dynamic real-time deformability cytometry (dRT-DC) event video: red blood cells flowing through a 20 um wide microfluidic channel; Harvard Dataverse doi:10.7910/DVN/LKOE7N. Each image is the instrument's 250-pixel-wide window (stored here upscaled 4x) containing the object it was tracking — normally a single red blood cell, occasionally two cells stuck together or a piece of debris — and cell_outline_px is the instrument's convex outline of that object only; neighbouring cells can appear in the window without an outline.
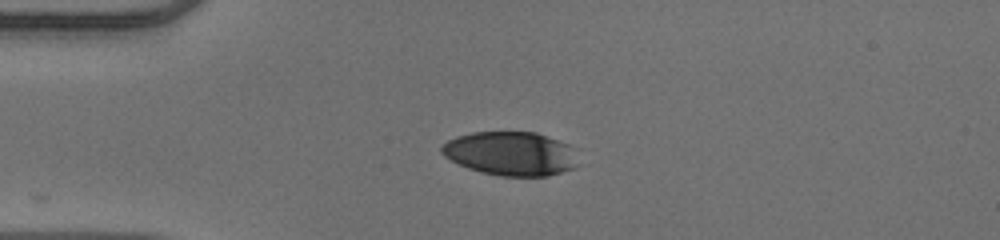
{"species": "human", "species_latin": "Homo sapiens", "temperature_condition": "warm", "stored_images_in_passage": 39, "camera_frame_rate_fps": 3000, "um_per_image_px": 0.085, "donor": {"sex": "male"}, "frame": {"image": 1, "passage_image": 1, "time_ms": 0.0, "image_size_px": [1000, 240], "cell_outline_px": [[580, 164], [576, 168], [548, 176], [500, 176], [480, 172], [468, 168], [444, 156], [440, 152], [440, 148], [448, 140], [456, 136], [472, 132], [536, 132], [568, 144]], "centroid_in_image_um": [43.42, 13.06], "position_along_channel_um": 41.6, "area_um2": 34.97}}
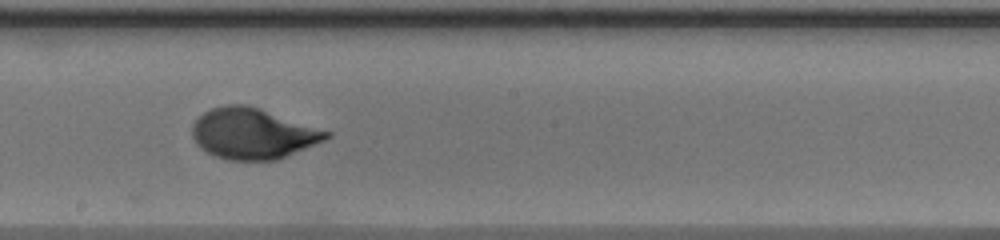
{"frame": {"image": 2, "passage_image": 17, "time_ms": 5.333, "image_size_px": [1000, 240], "cell_outline_px": [[332, 136], [324, 140], [276, 160], [228, 160], [216, 156], [200, 148], [196, 144], [192, 136], [192, 124], [204, 112], [212, 108], [228, 104], [248, 104], [332, 132]], "centroid_in_image_um": [21.48, 11.34], "position_along_channel_um": 226.7, "area_um2": 39.54}}
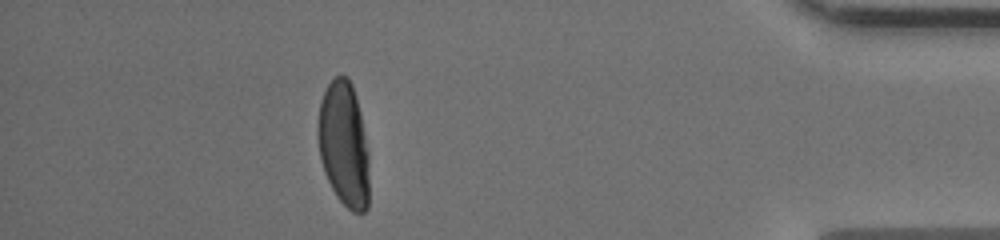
{"frame": {"image": 3, "passage_image": 34, "time_ms": 11.0, "image_size_px": [1000, 240], "cell_outline_px": [[368, 208], [364, 212], [352, 212], [336, 196], [324, 172], [320, 160], [316, 132], [316, 128], [320, 100], [328, 84], [336, 76], [348, 76], [352, 84], [356, 96], [360, 112], [368, 152]], "centroid_in_image_um": [29.2, 12.26], "position_along_channel_um": 406.0, "area_um2": 37.63}, "authors_computed_cell_mechanics": {"area_um2": 39.304, "velocity_mm_per_s": 3.9986, "shape_relaxation_time_tau1_ms": 3.8417, "shape_relaxation_time_tau2_ms": null, "deformation_change_tau1": 0.2176, "deformation_change_tau2": null}}